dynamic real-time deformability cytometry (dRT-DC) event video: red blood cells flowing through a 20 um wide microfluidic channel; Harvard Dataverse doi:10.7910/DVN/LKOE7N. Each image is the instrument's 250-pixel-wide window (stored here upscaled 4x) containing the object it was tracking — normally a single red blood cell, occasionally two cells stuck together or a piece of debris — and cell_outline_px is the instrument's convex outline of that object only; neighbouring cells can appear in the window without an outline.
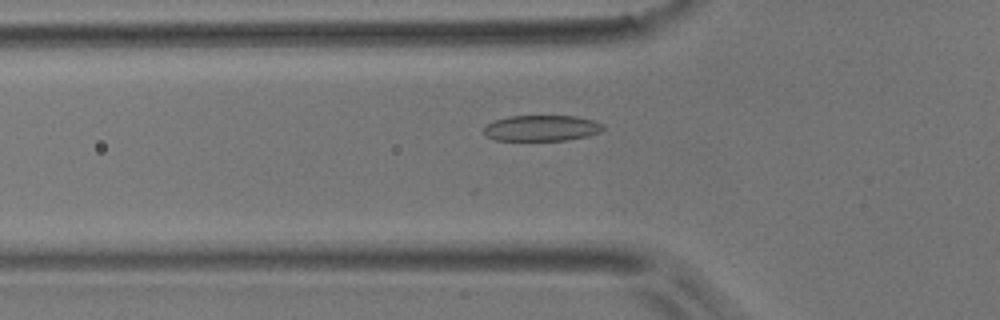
{"species": "common noctule bat (a hibernating species)", "species_latin": "Nyctalus noctula", "temperature_condition": "room temperature", "stored_images_in_passage": 20, "camera_frame_rate_fps": 3000, "um_per_image_px": 0.085, "animal": {"sex": "male", "body_mass_g": 17.9}, "frame": {"image": 1, "passage_image": 12, "time_ms": 3.667, "image_size_px": [1000, 320], "cell_outline_px": [[604, 128], [600, 132], [588, 136], [568, 140], [496, 140], [484, 136], [484, 128], [488, 124], [496, 120], [508, 116], [576, 116], [592, 120], [604, 124]], "centroid_in_image_um": [46.05, 10.89], "position_along_channel_um": 79.7, "area_um2": 17.98}}
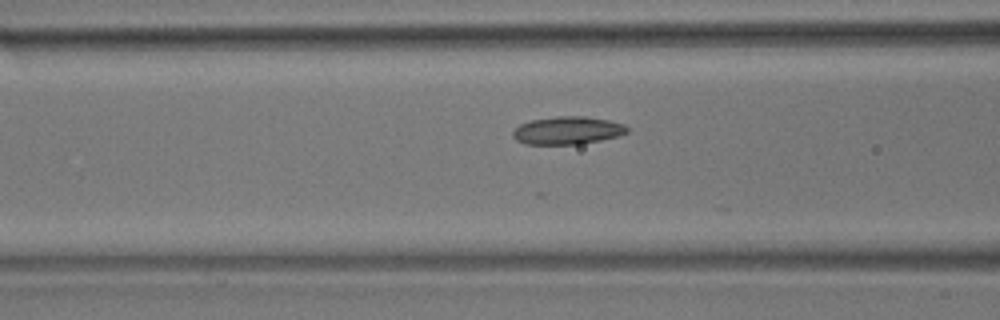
{"frame": {"image": 2, "passage_image": 15, "time_ms": 4.667, "image_size_px": [1000, 320], "cell_outline_px": [[628, 132], [616, 136], [600, 140], [580, 144], [524, 144], [516, 140], [512, 136], [512, 132], [520, 124], [532, 120], [556, 116], [584, 116], [608, 120], [624, 124], [628, 128]], "centroid_in_image_um": [48.21, 11.09], "position_along_channel_um": 118.4, "area_um2": 18.44}}
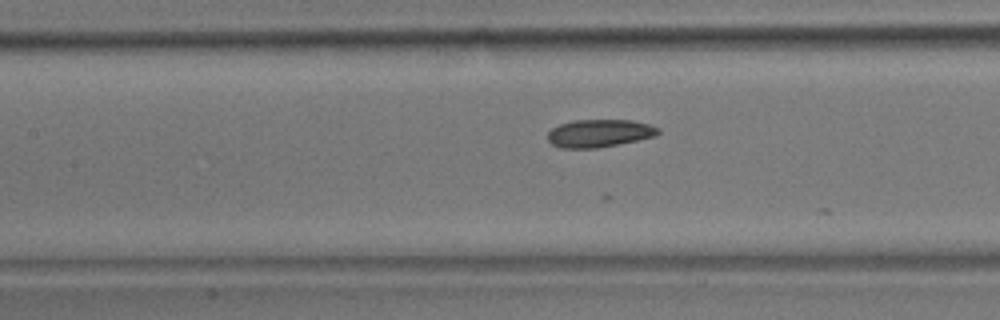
{"frame": {"image": 3, "passage_image": 18, "time_ms": 5.667, "image_size_px": [1000, 320], "cell_outline_px": [[660, 132], [656, 136], [596, 148], [560, 148], [552, 144], [548, 140], [548, 132], [552, 128], [560, 124], [572, 120], [632, 120], [648, 124], [660, 128]], "centroid_in_image_um": [50.93, 11.32], "position_along_channel_um": 156.5, "area_um2": 17.8}}